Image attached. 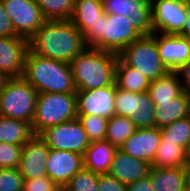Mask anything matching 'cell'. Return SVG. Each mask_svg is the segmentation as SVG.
Here are the masks:
<instances>
[{"label":"cell","mask_w":190,"mask_h":191,"mask_svg":"<svg viewBox=\"0 0 190 191\" xmlns=\"http://www.w3.org/2000/svg\"><path fill=\"white\" fill-rule=\"evenodd\" d=\"M149 176L154 191H185L188 188L187 168L151 167Z\"/></svg>","instance_id":"obj_20"},{"label":"cell","mask_w":190,"mask_h":191,"mask_svg":"<svg viewBox=\"0 0 190 191\" xmlns=\"http://www.w3.org/2000/svg\"><path fill=\"white\" fill-rule=\"evenodd\" d=\"M116 83L94 90L76 91L77 115H96L109 119L115 115Z\"/></svg>","instance_id":"obj_12"},{"label":"cell","mask_w":190,"mask_h":191,"mask_svg":"<svg viewBox=\"0 0 190 191\" xmlns=\"http://www.w3.org/2000/svg\"><path fill=\"white\" fill-rule=\"evenodd\" d=\"M141 36L129 17L104 12L101 19L84 35V43L86 47L119 54Z\"/></svg>","instance_id":"obj_4"},{"label":"cell","mask_w":190,"mask_h":191,"mask_svg":"<svg viewBox=\"0 0 190 191\" xmlns=\"http://www.w3.org/2000/svg\"><path fill=\"white\" fill-rule=\"evenodd\" d=\"M34 135L35 134L31 124L0 115L1 143H10L23 146L24 143L29 141Z\"/></svg>","instance_id":"obj_26"},{"label":"cell","mask_w":190,"mask_h":191,"mask_svg":"<svg viewBox=\"0 0 190 191\" xmlns=\"http://www.w3.org/2000/svg\"><path fill=\"white\" fill-rule=\"evenodd\" d=\"M188 176H190V165L187 167Z\"/></svg>","instance_id":"obj_44"},{"label":"cell","mask_w":190,"mask_h":191,"mask_svg":"<svg viewBox=\"0 0 190 191\" xmlns=\"http://www.w3.org/2000/svg\"><path fill=\"white\" fill-rule=\"evenodd\" d=\"M183 3H189L190 0H181Z\"/></svg>","instance_id":"obj_45"},{"label":"cell","mask_w":190,"mask_h":191,"mask_svg":"<svg viewBox=\"0 0 190 191\" xmlns=\"http://www.w3.org/2000/svg\"><path fill=\"white\" fill-rule=\"evenodd\" d=\"M160 132L163 141H172L186 148L190 143V119L186 117L163 126Z\"/></svg>","instance_id":"obj_30"},{"label":"cell","mask_w":190,"mask_h":191,"mask_svg":"<svg viewBox=\"0 0 190 191\" xmlns=\"http://www.w3.org/2000/svg\"><path fill=\"white\" fill-rule=\"evenodd\" d=\"M180 78L184 79L182 83L183 91L190 95V60L182 66L178 71Z\"/></svg>","instance_id":"obj_39"},{"label":"cell","mask_w":190,"mask_h":191,"mask_svg":"<svg viewBox=\"0 0 190 191\" xmlns=\"http://www.w3.org/2000/svg\"><path fill=\"white\" fill-rule=\"evenodd\" d=\"M59 187L47 175L32 179H24L23 191H57Z\"/></svg>","instance_id":"obj_35"},{"label":"cell","mask_w":190,"mask_h":191,"mask_svg":"<svg viewBox=\"0 0 190 191\" xmlns=\"http://www.w3.org/2000/svg\"><path fill=\"white\" fill-rule=\"evenodd\" d=\"M118 54L87 47L71 60L76 91L94 90L115 83Z\"/></svg>","instance_id":"obj_3"},{"label":"cell","mask_w":190,"mask_h":191,"mask_svg":"<svg viewBox=\"0 0 190 191\" xmlns=\"http://www.w3.org/2000/svg\"><path fill=\"white\" fill-rule=\"evenodd\" d=\"M181 78L177 71H169L164 76L150 81L148 94L155 104L158 101H172L180 96L183 91Z\"/></svg>","instance_id":"obj_24"},{"label":"cell","mask_w":190,"mask_h":191,"mask_svg":"<svg viewBox=\"0 0 190 191\" xmlns=\"http://www.w3.org/2000/svg\"><path fill=\"white\" fill-rule=\"evenodd\" d=\"M46 20H70L76 0H35Z\"/></svg>","instance_id":"obj_29"},{"label":"cell","mask_w":190,"mask_h":191,"mask_svg":"<svg viewBox=\"0 0 190 191\" xmlns=\"http://www.w3.org/2000/svg\"><path fill=\"white\" fill-rule=\"evenodd\" d=\"M188 117L190 119V95H189V111H188Z\"/></svg>","instance_id":"obj_43"},{"label":"cell","mask_w":190,"mask_h":191,"mask_svg":"<svg viewBox=\"0 0 190 191\" xmlns=\"http://www.w3.org/2000/svg\"><path fill=\"white\" fill-rule=\"evenodd\" d=\"M152 33L179 35L186 23L185 3L181 0H150Z\"/></svg>","instance_id":"obj_11"},{"label":"cell","mask_w":190,"mask_h":191,"mask_svg":"<svg viewBox=\"0 0 190 191\" xmlns=\"http://www.w3.org/2000/svg\"><path fill=\"white\" fill-rule=\"evenodd\" d=\"M87 47L70 20H46L29 40V49L42 57L70 63Z\"/></svg>","instance_id":"obj_1"},{"label":"cell","mask_w":190,"mask_h":191,"mask_svg":"<svg viewBox=\"0 0 190 191\" xmlns=\"http://www.w3.org/2000/svg\"><path fill=\"white\" fill-rule=\"evenodd\" d=\"M151 167L159 168H186L185 148L172 141H163L156 151Z\"/></svg>","instance_id":"obj_27"},{"label":"cell","mask_w":190,"mask_h":191,"mask_svg":"<svg viewBox=\"0 0 190 191\" xmlns=\"http://www.w3.org/2000/svg\"><path fill=\"white\" fill-rule=\"evenodd\" d=\"M117 88L125 91L144 93L148 91L150 80L135 68L126 65L119 57L115 68Z\"/></svg>","instance_id":"obj_25"},{"label":"cell","mask_w":190,"mask_h":191,"mask_svg":"<svg viewBox=\"0 0 190 191\" xmlns=\"http://www.w3.org/2000/svg\"><path fill=\"white\" fill-rule=\"evenodd\" d=\"M82 168L83 155L72 151L50 149L46 172L59 188L63 189Z\"/></svg>","instance_id":"obj_14"},{"label":"cell","mask_w":190,"mask_h":191,"mask_svg":"<svg viewBox=\"0 0 190 191\" xmlns=\"http://www.w3.org/2000/svg\"><path fill=\"white\" fill-rule=\"evenodd\" d=\"M22 145L0 142V169L18 168L22 156Z\"/></svg>","instance_id":"obj_33"},{"label":"cell","mask_w":190,"mask_h":191,"mask_svg":"<svg viewBox=\"0 0 190 191\" xmlns=\"http://www.w3.org/2000/svg\"><path fill=\"white\" fill-rule=\"evenodd\" d=\"M77 96L71 93H39L32 121L35 135L77 118Z\"/></svg>","instance_id":"obj_5"},{"label":"cell","mask_w":190,"mask_h":191,"mask_svg":"<svg viewBox=\"0 0 190 191\" xmlns=\"http://www.w3.org/2000/svg\"><path fill=\"white\" fill-rule=\"evenodd\" d=\"M103 13L102 0H76L70 21L84 36Z\"/></svg>","instance_id":"obj_23"},{"label":"cell","mask_w":190,"mask_h":191,"mask_svg":"<svg viewBox=\"0 0 190 191\" xmlns=\"http://www.w3.org/2000/svg\"><path fill=\"white\" fill-rule=\"evenodd\" d=\"M50 149L66 150L84 155L90 145L87 133L77 118L49 127L38 135Z\"/></svg>","instance_id":"obj_8"},{"label":"cell","mask_w":190,"mask_h":191,"mask_svg":"<svg viewBox=\"0 0 190 191\" xmlns=\"http://www.w3.org/2000/svg\"><path fill=\"white\" fill-rule=\"evenodd\" d=\"M126 191H154V188L151 185L150 176L147 175L142 179L130 183L127 185Z\"/></svg>","instance_id":"obj_38"},{"label":"cell","mask_w":190,"mask_h":191,"mask_svg":"<svg viewBox=\"0 0 190 191\" xmlns=\"http://www.w3.org/2000/svg\"><path fill=\"white\" fill-rule=\"evenodd\" d=\"M118 57L128 66L135 68L150 81L164 76L169 69L159 56L156 33L142 35L124 48Z\"/></svg>","instance_id":"obj_7"},{"label":"cell","mask_w":190,"mask_h":191,"mask_svg":"<svg viewBox=\"0 0 190 191\" xmlns=\"http://www.w3.org/2000/svg\"><path fill=\"white\" fill-rule=\"evenodd\" d=\"M16 36L28 41L41 28L46 19L35 0H1Z\"/></svg>","instance_id":"obj_10"},{"label":"cell","mask_w":190,"mask_h":191,"mask_svg":"<svg viewBox=\"0 0 190 191\" xmlns=\"http://www.w3.org/2000/svg\"><path fill=\"white\" fill-rule=\"evenodd\" d=\"M9 79L10 78L3 71L0 70V92L6 86Z\"/></svg>","instance_id":"obj_41"},{"label":"cell","mask_w":190,"mask_h":191,"mask_svg":"<svg viewBox=\"0 0 190 191\" xmlns=\"http://www.w3.org/2000/svg\"><path fill=\"white\" fill-rule=\"evenodd\" d=\"M38 92L23 77L10 78L0 92V115L32 124Z\"/></svg>","instance_id":"obj_6"},{"label":"cell","mask_w":190,"mask_h":191,"mask_svg":"<svg viewBox=\"0 0 190 191\" xmlns=\"http://www.w3.org/2000/svg\"><path fill=\"white\" fill-rule=\"evenodd\" d=\"M188 188H190V176H189V181H188Z\"/></svg>","instance_id":"obj_46"},{"label":"cell","mask_w":190,"mask_h":191,"mask_svg":"<svg viewBox=\"0 0 190 191\" xmlns=\"http://www.w3.org/2000/svg\"><path fill=\"white\" fill-rule=\"evenodd\" d=\"M137 130L130 118L114 115L108 119L105 140L117 149Z\"/></svg>","instance_id":"obj_28"},{"label":"cell","mask_w":190,"mask_h":191,"mask_svg":"<svg viewBox=\"0 0 190 191\" xmlns=\"http://www.w3.org/2000/svg\"><path fill=\"white\" fill-rule=\"evenodd\" d=\"M23 183L19 168L0 169V191H23Z\"/></svg>","instance_id":"obj_34"},{"label":"cell","mask_w":190,"mask_h":191,"mask_svg":"<svg viewBox=\"0 0 190 191\" xmlns=\"http://www.w3.org/2000/svg\"><path fill=\"white\" fill-rule=\"evenodd\" d=\"M99 174L82 168L63 188L64 191H98Z\"/></svg>","instance_id":"obj_31"},{"label":"cell","mask_w":190,"mask_h":191,"mask_svg":"<svg viewBox=\"0 0 190 191\" xmlns=\"http://www.w3.org/2000/svg\"><path fill=\"white\" fill-rule=\"evenodd\" d=\"M151 164L117 149L109 170V174L125 185L133 183L149 175Z\"/></svg>","instance_id":"obj_19"},{"label":"cell","mask_w":190,"mask_h":191,"mask_svg":"<svg viewBox=\"0 0 190 191\" xmlns=\"http://www.w3.org/2000/svg\"><path fill=\"white\" fill-rule=\"evenodd\" d=\"M16 36L5 7L0 0V37Z\"/></svg>","instance_id":"obj_37"},{"label":"cell","mask_w":190,"mask_h":191,"mask_svg":"<svg viewBox=\"0 0 190 191\" xmlns=\"http://www.w3.org/2000/svg\"><path fill=\"white\" fill-rule=\"evenodd\" d=\"M88 140L91 142L105 140L108 119L96 115H77Z\"/></svg>","instance_id":"obj_32"},{"label":"cell","mask_w":190,"mask_h":191,"mask_svg":"<svg viewBox=\"0 0 190 191\" xmlns=\"http://www.w3.org/2000/svg\"><path fill=\"white\" fill-rule=\"evenodd\" d=\"M154 127L162 128L177 120L188 117L189 94L183 92L172 101H158L154 104Z\"/></svg>","instance_id":"obj_22"},{"label":"cell","mask_w":190,"mask_h":191,"mask_svg":"<svg viewBox=\"0 0 190 191\" xmlns=\"http://www.w3.org/2000/svg\"><path fill=\"white\" fill-rule=\"evenodd\" d=\"M154 108L148 92H130L116 86L115 115L130 118L137 128L154 127Z\"/></svg>","instance_id":"obj_9"},{"label":"cell","mask_w":190,"mask_h":191,"mask_svg":"<svg viewBox=\"0 0 190 191\" xmlns=\"http://www.w3.org/2000/svg\"><path fill=\"white\" fill-rule=\"evenodd\" d=\"M116 150L107 140L91 142L83 155V168L97 174L108 173Z\"/></svg>","instance_id":"obj_21"},{"label":"cell","mask_w":190,"mask_h":191,"mask_svg":"<svg viewBox=\"0 0 190 191\" xmlns=\"http://www.w3.org/2000/svg\"><path fill=\"white\" fill-rule=\"evenodd\" d=\"M186 168L190 165V143L185 148Z\"/></svg>","instance_id":"obj_42"},{"label":"cell","mask_w":190,"mask_h":191,"mask_svg":"<svg viewBox=\"0 0 190 191\" xmlns=\"http://www.w3.org/2000/svg\"><path fill=\"white\" fill-rule=\"evenodd\" d=\"M185 12H186L187 20L183 27L182 32L179 35L190 39V2L185 3Z\"/></svg>","instance_id":"obj_40"},{"label":"cell","mask_w":190,"mask_h":191,"mask_svg":"<svg viewBox=\"0 0 190 191\" xmlns=\"http://www.w3.org/2000/svg\"><path fill=\"white\" fill-rule=\"evenodd\" d=\"M29 41L20 36L0 37V70L9 78H20L24 73Z\"/></svg>","instance_id":"obj_15"},{"label":"cell","mask_w":190,"mask_h":191,"mask_svg":"<svg viewBox=\"0 0 190 191\" xmlns=\"http://www.w3.org/2000/svg\"><path fill=\"white\" fill-rule=\"evenodd\" d=\"M22 77L39 93L76 94L70 63L45 58L30 49Z\"/></svg>","instance_id":"obj_2"},{"label":"cell","mask_w":190,"mask_h":191,"mask_svg":"<svg viewBox=\"0 0 190 191\" xmlns=\"http://www.w3.org/2000/svg\"><path fill=\"white\" fill-rule=\"evenodd\" d=\"M162 136L160 128H137L120 147V150L133 158L152 164Z\"/></svg>","instance_id":"obj_18"},{"label":"cell","mask_w":190,"mask_h":191,"mask_svg":"<svg viewBox=\"0 0 190 191\" xmlns=\"http://www.w3.org/2000/svg\"><path fill=\"white\" fill-rule=\"evenodd\" d=\"M127 185L123 184L109 173L99 174L98 191H126Z\"/></svg>","instance_id":"obj_36"},{"label":"cell","mask_w":190,"mask_h":191,"mask_svg":"<svg viewBox=\"0 0 190 191\" xmlns=\"http://www.w3.org/2000/svg\"><path fill=\"white\" fill-rule=\"evenodd\" d=\"M49 151L50 148L38 135L24 143L18 167L24 179L47 176L46 161Z\"/></svg>","instance_id":"obj_16"},{"label":"cell","mask_w":190,"mask_h":191,"mask_svg":"<svg viewBox=\"0 0 190 191\" xmlns=\"http://www.w3.org/2000/svg\"><path fill=\"white\" fill-rule=\"evenodd\" d=\"M157 35L156 33L160 59L169 71H178L190 60V39L175 34Z\"/></svg>","instance_id":"obj_17"},{"label":"cell","mask_w":190,"mask_h":191,"mask_svg":"<svg viewBox=\"0 0 190 191\" xmlns=\"http://www.w3.org/2000/svg\"><path fill=\"white\" fill-rule=\"evenodd\" d=\"M104 12L130 18L135 29L142 35L152 34L150 0H102Z\"/></svg>","instance_id":"obj_13"}]
</instances>
